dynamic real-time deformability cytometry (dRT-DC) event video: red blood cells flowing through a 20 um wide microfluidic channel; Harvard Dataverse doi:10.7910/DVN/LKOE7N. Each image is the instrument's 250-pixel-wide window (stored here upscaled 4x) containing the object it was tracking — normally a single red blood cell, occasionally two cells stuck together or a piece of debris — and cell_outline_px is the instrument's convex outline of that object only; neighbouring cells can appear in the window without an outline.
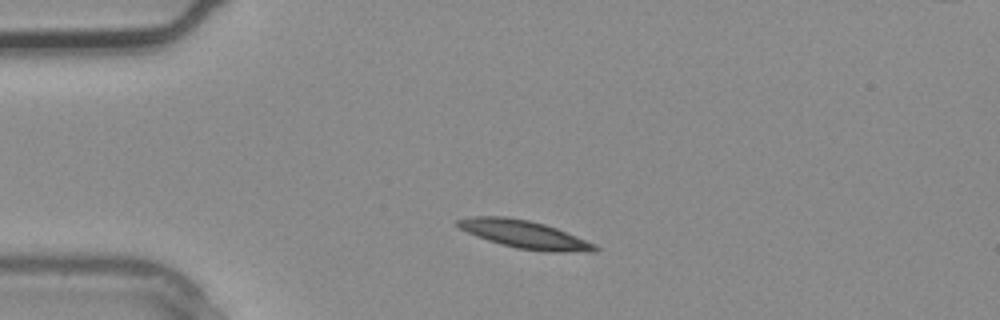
{"species": "common noctule bat (a hibernating species)", "species_latin": "Nyctalus noctula", "temperature_condition": "warm", "stored_images_in_passage": 2, "camera_frame_rate_fps": 3000, "um_per_image_px": 0.085, "animal": {"sex": "male", "body_mass_g": 20.4}, "frame": {"image": 1, "passage_image": 1, "time_ms": 0.0, "image_size_px": [1000, 320], "cell_outline_px": [[600, 248], [596, 252], [548, 252], [516, 248], [500, 244], [476, 236], [460, 228], [456, 224], [456, 220], [472, 216], [508, 216], [528, 220], [544, 224], [556, 228], [596, 244]], "centroid_in_image_um": [44.61, 19.93], "position_along_channel_um": 40.4, "area_um2": 22.37}}
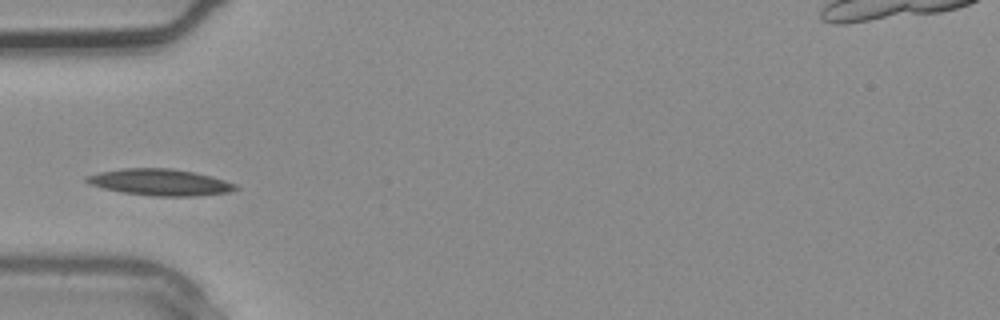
{"frame": {"image": 2, "passage_image": 2, "time_ms": 0.333, "image_size_px": [1000, 320], "cell_outline_px": [[240, 188], [232, 192], [196, 196], [152, 196], [120, 192], [88, 184], [84, 180], [84, 176], [100, 172], [124, 168], [172, 168], [212, 176], [236, 184]], "centroid_in_image_um": [13.61, 15.5], "position_along_channel_um": 71.4, "area_um2": 23.18}}